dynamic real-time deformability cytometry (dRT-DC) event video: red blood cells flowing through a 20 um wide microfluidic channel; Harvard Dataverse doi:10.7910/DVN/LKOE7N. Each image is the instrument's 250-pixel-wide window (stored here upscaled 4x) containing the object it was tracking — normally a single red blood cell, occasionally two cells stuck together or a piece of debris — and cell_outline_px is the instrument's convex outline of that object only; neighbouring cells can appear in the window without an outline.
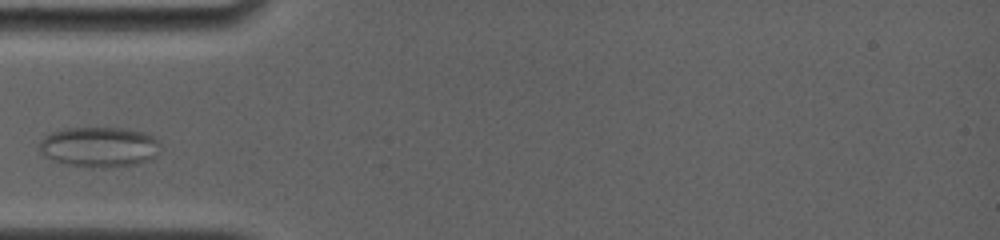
{"species": "common noctule bat (a hibernating species)", "species_latin": "Nyctalus noctula", "temperature_condition": "room temperature", "stored_images_in_passage": 4, "camera_frame_rate_fps": 4000, "um_per_image_px": 0.085, "animal": {"sex": "female", "body_mass_g": 19.0, "forearm_length_mm": 56.7}, "frame": {"image": 1, "passage_image": 3, "time_ms": 1.5, "image_size_px": [1000, 240], "cell_outline_px": [[160, 140], [156, 156], [148, 160], [136, 164], [84, 168], [52, 160], [44, 156], [40, 152], [40, 140], [44, 136], [52, 132], [64, 128], [120, 128], [144, 132]], "centroid_in_image_um": [8.41, 12.48], "position_along_channel_um": 76.6, "area_um2": 28.26}}